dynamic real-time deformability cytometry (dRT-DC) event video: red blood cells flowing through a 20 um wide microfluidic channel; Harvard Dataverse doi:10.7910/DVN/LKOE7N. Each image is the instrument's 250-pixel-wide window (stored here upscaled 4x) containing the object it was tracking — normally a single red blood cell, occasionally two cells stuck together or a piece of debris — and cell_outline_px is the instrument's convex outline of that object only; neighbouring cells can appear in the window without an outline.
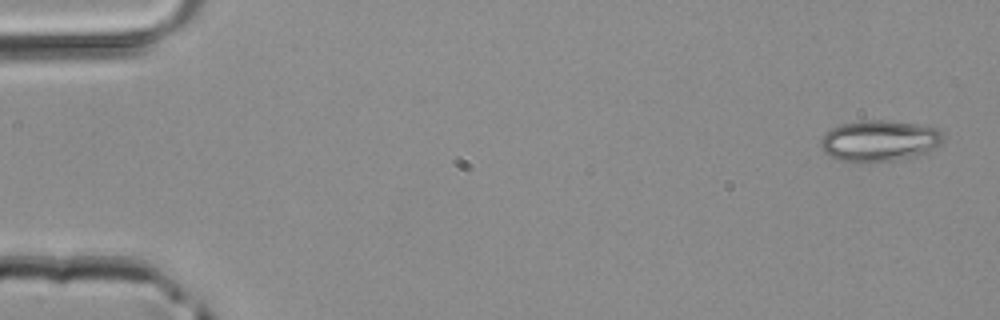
{"species": "common noctule bat (a hibernating species)", "species_latin": "Nyctalus noctula", "temperature_condition": "room temperature", "stored_images_in_passage": 4, "camera_frame_rate_fps": 3000, "um_per_image_px": 0.085, "animal": {"sex": "male", "body_mass_g": 20.4}, "frame": {"image": 1, "passage_image": 1, "time_ms": 0.0, "image_size_px": [1000, 320], "cell_outline_px": [[944, 140], [940, 144], [928, 152], [916, 156], [892, 160], [840, 160], [828, 156], [820, 148], [820, 140], [832, 128], [840, 124], [860, 120], [888, 120], [916, 124], [940, 128], [944, 136]], "centroid_in_image_um": [74.78, 11.93], "position_along_channel_um": 10.2, "area_um2": 29.13}}